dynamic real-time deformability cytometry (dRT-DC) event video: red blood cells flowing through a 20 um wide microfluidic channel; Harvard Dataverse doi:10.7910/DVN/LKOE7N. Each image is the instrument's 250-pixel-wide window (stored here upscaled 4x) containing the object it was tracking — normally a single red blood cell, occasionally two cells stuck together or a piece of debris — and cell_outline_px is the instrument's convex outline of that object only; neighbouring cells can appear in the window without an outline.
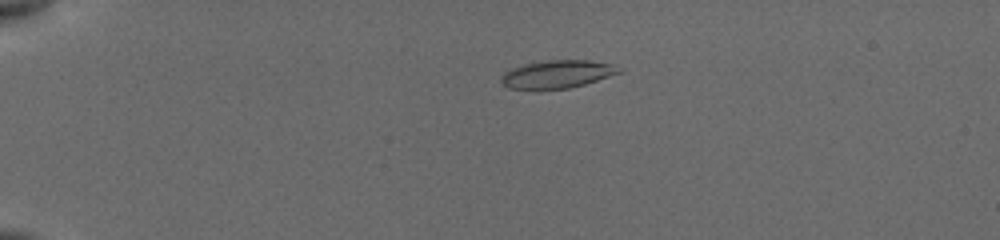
{"species": "common noctule bat (a hibernating species)", "species_latin": "Nyctalus noctula", "temperature_condition": "cold", "stored_images_in_passage": 33, "camera_frame_rate_fps": 3000, "um_per_image_px": 0.085, "animal": {"sex": "female", "body_mass_g": 19.5, "forearm_length_mm": 54.1}, "frame": {"image": 1, "passage_image": 1, "time_ms": 0.0, "image_size_px": [1000, 240], "cell_outline_px": [[620, 72], [584, 84], [568, 88], [508, 88], [500, 80], [504, 72], [512, 68], [524, 64], [548, 60], [588, 60], [612, 64]], "centroid_in_image_um": [47.31, 6.29], "position_along_channel_um": 37.7, "area_um2": 18.5}}
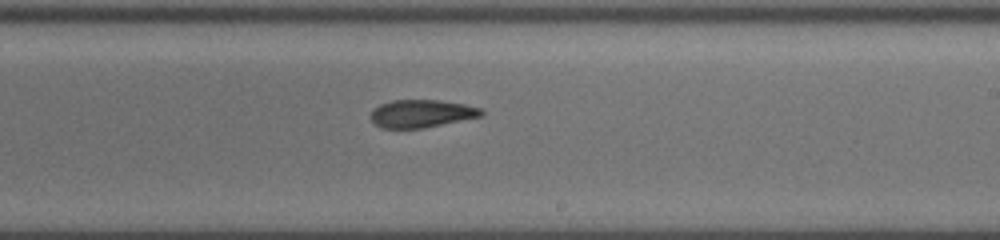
{"frame": {"image": 2, "passage_image": 20, "time_ms": 7.333, "image_size_px": [1000, 240], "cell_outline_px": [[484, 112], [480, 116], [420, 128], [380, 128], [372, 120], [372, 108], [380, 104], [392, 100], [436, 100], [464, 104], [480, 108]], "centroid_in_image_um": [35.78, 9.64], "position_along_channel_um": 253.2, "area_um2": 17.51}}
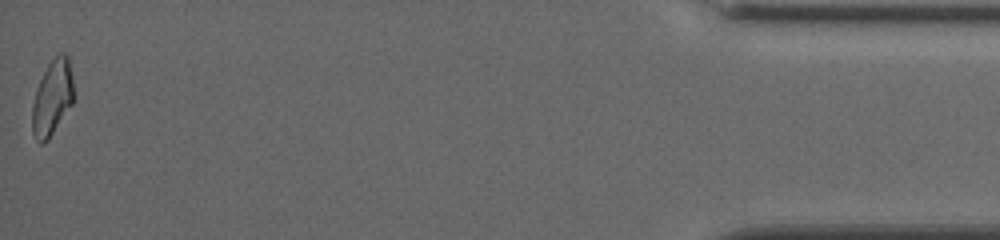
{"frame": {"image": 3, "passage_image": 33, "time_ms": 14.0, "image_size_px": [1000, 240], "cell_outline_px": [[72, 104], [48, 140], [40, 144], [36, 140], [32, 132], [32, 104], [36, 88], [48, 64], [60, 52], [64, 52], [68, 56], [72, 76]], "centroid_in_image_um": [4.42, 8.32], "position_along_channel_um": 430.8, "area_um2": 18.03}, "authors_computed_cell_mechanics": {"area_um2": 18.496, "velocity_mm_per_s": 3.8297, "shape_relaxation_time_tau1_ms": 11.2834, "shape_relaxation_time_tau2_ms": 2.6741, "deformation_change_tau1": 0.1977, "deformation_change_tau2": 0.1118}}